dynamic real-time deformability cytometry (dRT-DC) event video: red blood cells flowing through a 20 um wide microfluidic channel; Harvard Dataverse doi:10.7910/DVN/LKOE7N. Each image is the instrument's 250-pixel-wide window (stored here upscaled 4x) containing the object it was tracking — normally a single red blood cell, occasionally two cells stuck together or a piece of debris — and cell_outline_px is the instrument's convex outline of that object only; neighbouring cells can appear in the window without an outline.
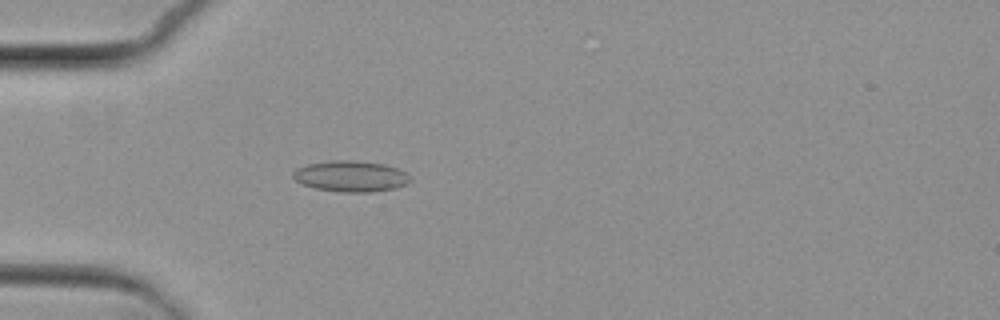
{"species": "common noctule bat (a hibernating species)", "species_latin": "Nyctalus noctula", "temperature_condition": "cold", "stored_images_in_passage": 4, "camera_frame_rate_fps": 3000, "um_per_image_px": 0.085, "animal": {"sex": "female", "body_mass_g": 29.2, "forearm_length_mm": 56.3}, "frame": {"image": 1, "passage_image": 4, "time_ms": 4.333, "image_size_px": [1000, 320], "cell_outline_px": [[412, 180], [396, 188], [372, 192], [340, 192], [316, 188], [304, 184], [296, 180], [292, 176], [292, 172], [296, 168], [308, 164], [332, 160], [352, 160], [384, 164], [396, 168], [404, 172]], "centroid_in_image_um": [29.8, 14.98], "position_along_channel_um": 55.2, "area_um2": 20.98}}